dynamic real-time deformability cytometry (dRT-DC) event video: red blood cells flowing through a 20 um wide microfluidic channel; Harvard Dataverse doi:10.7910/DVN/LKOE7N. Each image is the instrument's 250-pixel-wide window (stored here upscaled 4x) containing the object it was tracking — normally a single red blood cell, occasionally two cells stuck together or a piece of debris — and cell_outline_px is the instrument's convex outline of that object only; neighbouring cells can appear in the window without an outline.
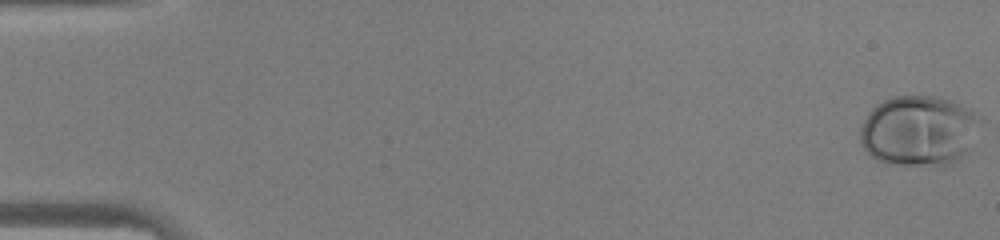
{"species": "human", "species_latin": "Homo sapiens", "temperature_condition": "warm", "stored_images_in_passage": 46, "camera_frame_rate_fps": 3000, "um_per_image_px": 0.085, "donor": {"sex": "male"}, "frame": {"image": 1, "passage_image": 1, "time_ms": 0.0, "image_size_px": [1000, 240], "cell_outline_px": [[984, 120], [972, 152], [948, 164], [888, 164], [876, 160], [864, 148], [860, 140], [860, 128], [864, 120], [872, 108], [884, 100], [892, 96], [940, 96], [972, 108]], "centroid_in_image_um": [78.21, 11.09], "position_along_channel_um": 6.8, "area_um2": 50.23}}
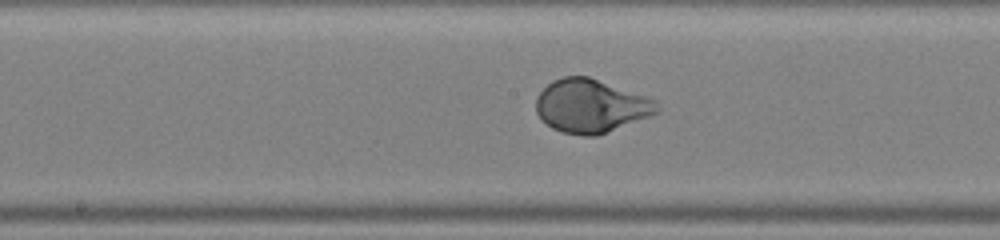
{"frame": {"image": 2, "passage_image": 25, "time_ms": 8.0, "image_size_px": [1000, 240], "cell_outline_px": [[660, 112], [652, 116], [596, 136], [584, 136], [564, 132], [552, 128], [536, 112], [536, 96], [552, 80], [564, 76], [588, 76], [656, 100], [660, 108]], "centroid_in_image_um": [50.25, 9.01], "position_along_channel_um": 198.0, "area_um2": 37.51}}
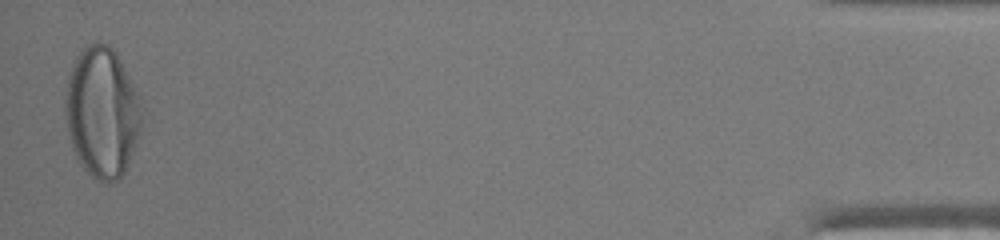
{"frame": {"image": 3, "passage_image": 46, "time_ms": 15.0, "image_size_px": [1000, 240], "cell_outline_px": [[140, 136], [124, 172], [116, 180], [104, 184], [96, 180], [80, 164], [72, 148], [68, 136], [64, 112], [64, 100], [68, 76], [72, 64], [76, 56], [88, 44], [108, 44], [116, 52], [140, 96]], "centroid_in_image_um": [8.65, 9.56], "position_along_channel_um": 426.5, "area_um2": 58.26}}